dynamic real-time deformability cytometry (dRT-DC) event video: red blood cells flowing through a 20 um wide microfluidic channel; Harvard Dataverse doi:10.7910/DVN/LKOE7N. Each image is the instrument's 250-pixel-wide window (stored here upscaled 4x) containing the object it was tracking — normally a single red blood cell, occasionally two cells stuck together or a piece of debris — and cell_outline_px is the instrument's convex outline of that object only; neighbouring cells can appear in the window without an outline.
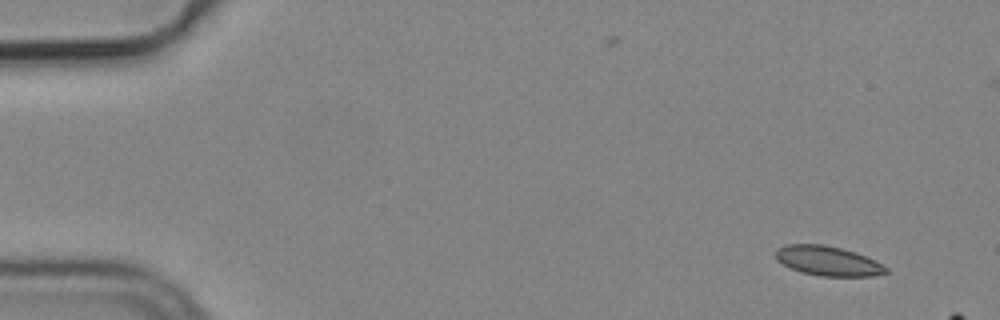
{"species": "common noctule bat (a hibernating species)", "species_latin": "Nyctalus noctula", "temperature_condition": "cold", "stored_images_in_passage": 11, "camera_frame_rate_fps": 3000, "um_per_image_px": 0.085, "animal": {"sex": "male", "body_mass_g": 19.2, "forearm_length_mm": 51.8}, "frame": {"image": 1, "passage_image": 4, "time_ms": 1.0, "image_size_px": [1000, 320], "cell_outline_px": [[888, 272], [872, 276], [820, 276], [800, 272], [776, 260], [776, 248], [784, 244], [824, 244], [856, 252], [888, 268]], "centroid_in_image_um": [70.32, 22.17], "position_along_channel_um": 14.7, "area_um2": 18.9}}